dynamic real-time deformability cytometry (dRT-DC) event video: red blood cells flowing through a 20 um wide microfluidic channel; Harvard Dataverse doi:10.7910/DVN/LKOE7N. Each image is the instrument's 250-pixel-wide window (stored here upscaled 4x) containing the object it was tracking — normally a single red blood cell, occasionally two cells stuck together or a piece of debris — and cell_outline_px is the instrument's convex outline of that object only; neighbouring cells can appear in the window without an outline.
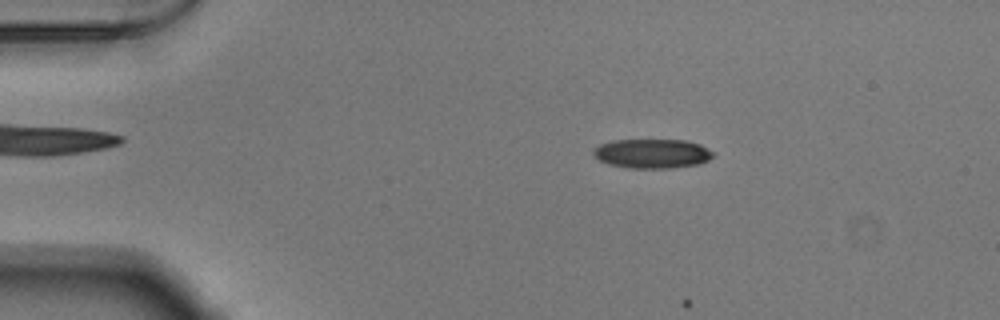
{"species": "Egyptian fruit bat (a non-hibernating species)", "species_latin": "Rousettus aegyptiacus", "temperature_condition": "warm", "stored_images_in_passage": 10, "camera_frame_rate_fps": 3000, "um_per_image_px": 0.085, "animal": {"sex": "male"}, "frame": {"image": 1, "passage_image": 9, "time_ms": 2.667, "image_size_px": [1000, 320], "cell_outline_px": [[716, 152], [708, 160], [700, 164], [672, 168], [628, 168], [608, 164], [600, 160], [592, 152], [592, 148], [600, 144], [612, 140], [688, 140], [700, 144]], "centroid_in_image_um": [55.45, 13.05], "position_along_channel_um": 29.5, "area_um2": 20.69}}